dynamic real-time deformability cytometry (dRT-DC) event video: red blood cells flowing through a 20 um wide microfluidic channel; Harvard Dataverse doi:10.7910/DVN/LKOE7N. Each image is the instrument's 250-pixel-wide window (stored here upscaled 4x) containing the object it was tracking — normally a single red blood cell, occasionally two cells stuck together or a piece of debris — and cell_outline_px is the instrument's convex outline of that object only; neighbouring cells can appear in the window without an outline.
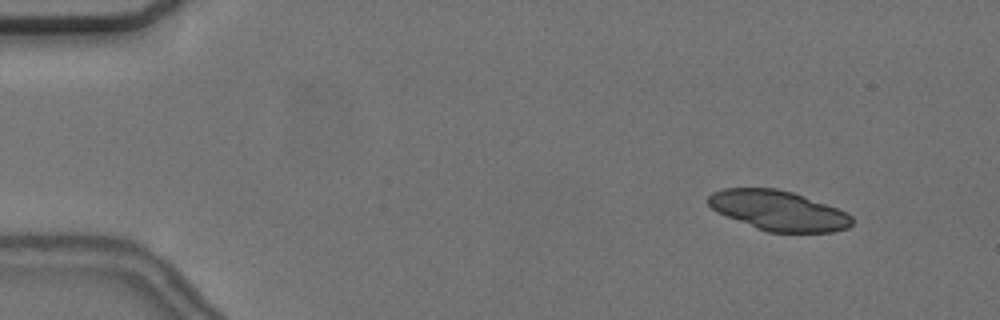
{"species": "common noctule bat (a hibernating species)", "species_latin": "Nyctalus noctula", "temperature_condition": "cold", "stored_images_in_passage": 56, "camera_frame_rate_fps": 3000, "um_per_image_px": 0.085, "animal": {"sex": "female", "body_mass_g": 24.6, "forearm_length_mm": 56.2}, "frame": {"image": 1, "passage_image": 6, "time_ms": 1.667, "image_size_px": [1000, 320], "cell_outline_px": [[852, 224], [848, 228], [832, 232], [768, 232], [756, 228], [716, 212], [708, 204], [708, 196], [712, 192], [724, 188], [776, 188], [792, 192], [804, 196], [848, 212], [852, 216]], "centroid_in_image_um": [66.16, 17.9], "position_along_channel_um": 18.8, "area_um2": 33.41}, "authors_computed_cell_mechanics": {"area_um2": 19.1029, "velocity_mm_per_s": 3.6686, "shape_relaxation_time_tau1_ms": 5.7902, "shape_relaxation_time_tau2_ms": 2.999, "deformation_change_tau1": 0.0887, "deformation_change_tau2": 0.0811}}